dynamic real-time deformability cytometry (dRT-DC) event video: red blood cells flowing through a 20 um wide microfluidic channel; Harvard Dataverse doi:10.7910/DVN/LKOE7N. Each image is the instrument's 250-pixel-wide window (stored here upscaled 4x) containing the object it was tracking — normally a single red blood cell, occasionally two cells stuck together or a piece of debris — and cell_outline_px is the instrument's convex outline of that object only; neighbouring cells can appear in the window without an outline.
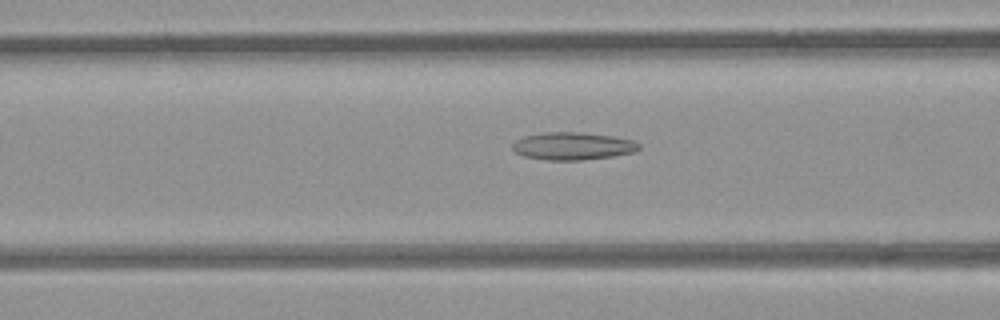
{"species": "common noctule bat (a hibernating species)", "species_latin": "Nyctalus noctula", "temperature_condition": "room temperature", "stored_images_in_passage": 40, "camera_frame_rate_fps": 3000, "um_per_image_px": 0.085, "animal": {"sex": "female", "body_mass_g": 21.9}, "frame": {"image": 1, "passage_image": 12, "time_ms": 3.667, "image_size_px": [1000, 320], "cell_outline_px": [[640, 148], [636, 152], [612, 156], [580, 160], [548, 160], [524, 156], [516, 152], [512, 148], [512, 144], [516, 140], [524, 136], [544, 132], [580, 132], [612, 136], [632, 140], [640, 144]], "centroid_in_image_um": [48.69, 12.41], "position_along_channel_um": 117.9, "area_um2": 20.29}}
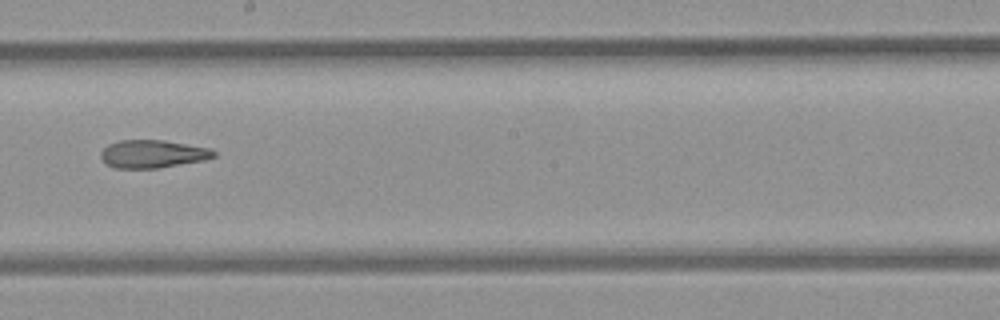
{"frame": {"image": 2, "passage_image": 21, "time_ms": 6.667, "image_size_px": [1000, 320], "cell_outline_px": [[216, 156], [204, 160], [156, 168], [116, 168], [108, 164], [100, 156], [100, 152], [108, 144], [120, 140], [164, 140], [212, 148], [216, 152]], "centroid_in_image_um": [13.0, 13.07], "position_along_channel_um": 235.2, "area_um2": 18.32}}
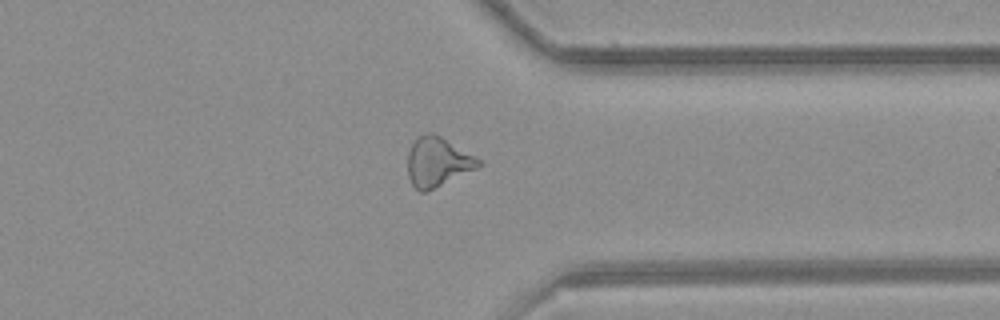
{"frame": {"image": 3, "passage_image": 32, "time_ms": 10.333, "image_size_px": [1000, 320], "cell_outline_px": [[484, 164], [476, 168], [424, 192], [420, 192], [412, 184], [408, 176], [408, 152], [412, 144], [420, 136], [428, 132], [432, 132], [440, 136], [476, 156]], "centroid_in_image_um": [37.19, 13.75], "position_along_channel_um": 374.2, "area_um2": 19.94}, "authors_computed_cell_mechanics": {"area_um2": 19.7098, "velocity_mm_per_s": 3.9046, "shape_relaxation_time_tau1_ms": null, "shape_relaxation_time_tau2_ms": 6.5224, "deformation_change_tau1": null, "deformation_change_tau2": 0.1819}}